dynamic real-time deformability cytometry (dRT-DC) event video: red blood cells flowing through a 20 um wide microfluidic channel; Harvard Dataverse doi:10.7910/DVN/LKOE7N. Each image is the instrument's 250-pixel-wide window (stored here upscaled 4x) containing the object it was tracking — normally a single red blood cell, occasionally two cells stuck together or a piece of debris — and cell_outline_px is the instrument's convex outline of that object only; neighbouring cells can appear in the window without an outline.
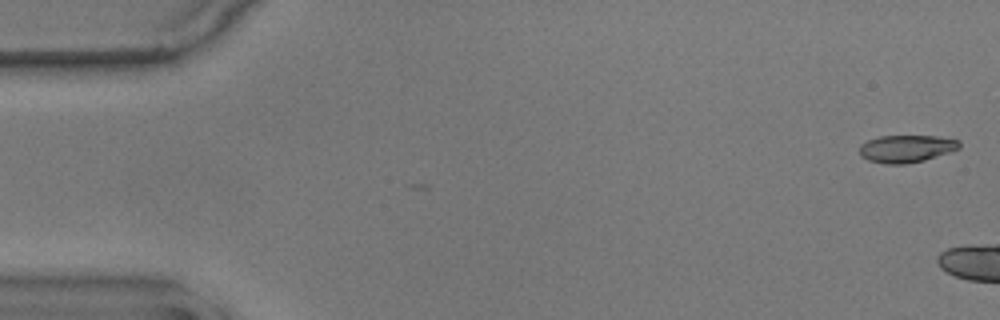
{"species": "common noctule bat (a hibernating species)", "species_latin": "Nyctalus noctula", "temperature_condition": "warm", "stored_images_in_passage": 6, "camera_frame_rate_fps": 3000, "um_per_image_px": 0.085, "animal": {"sex": "male", "body_mass_g": 17.9}, "frame": {"image": 1, "passage_image": 1, "time_ms": 0.0, "image_size_px": [1000, 320], "cell_outline_px": [[960, 148], [924, 160], [908, 164], [884, 164], [868, 160], [860, 156], [860, 144], [868, 140], [880, 136], [936, 136], [960, 140]], "centroid_in_image_um": [77.02, 12.64], "position_along_channel_um": 8.0, "area_um2": 15.95}}